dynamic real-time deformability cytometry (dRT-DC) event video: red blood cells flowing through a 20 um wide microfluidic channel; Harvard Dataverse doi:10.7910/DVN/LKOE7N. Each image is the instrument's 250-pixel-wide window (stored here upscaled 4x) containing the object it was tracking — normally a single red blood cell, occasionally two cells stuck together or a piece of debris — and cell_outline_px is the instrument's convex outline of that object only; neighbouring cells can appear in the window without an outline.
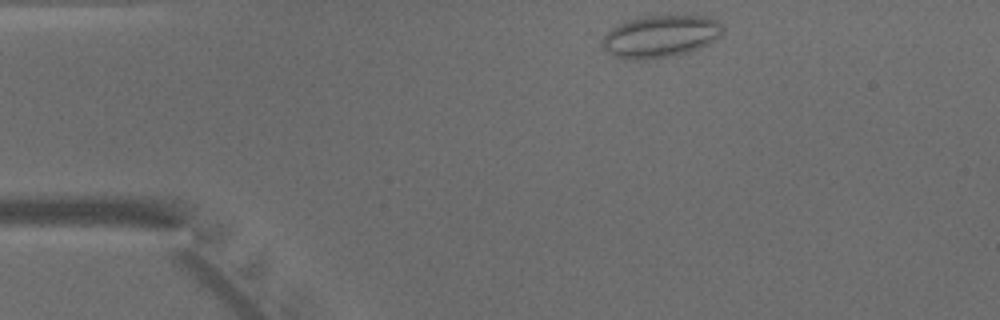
{"species": "common noctule bat (a hibernating species)", "species_latin": "Nyctalus noctula", "temperature_condition": "warm", "stored_images_in_passage": 40, "camera_frame_rate_fps": 3000, "um_per_image_px": 0.085, "animal": {"sex": "male", "body_mass_g": 15.6}, "frame": {"image": 1, "passage_image": 1, "time_ms": 0.0, "image_size_px": [1000, 320], "cell_outline_px": [[724, 32], [720, 36], [708, 44], [700, 48], [688, 52], [652, 60], [632, 60], [612, 56], [604, 48], [604, 36], [612, 28], [628, 20], [640, 16], [704, 16], [716, 20], [724, 28]], "centroid_in_image_um": [56.16, 3.1], "position_along_channel_um": 28.8, "area_um2": 29.54}}
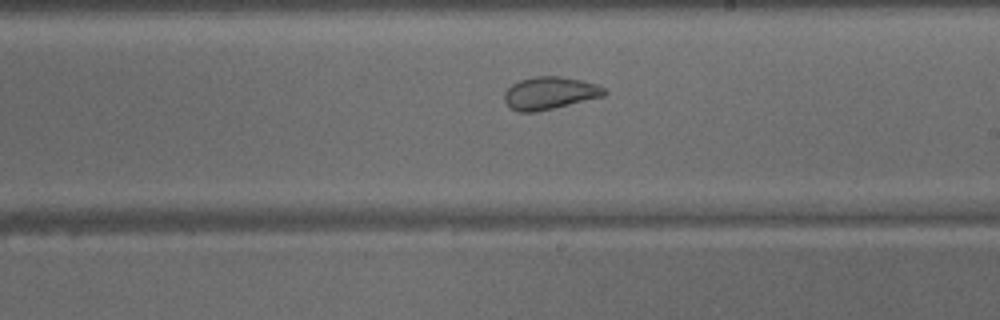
{"frame": {"image": 2, "passage_image": 20, "time_ms": 6.333, "image_size_px": [1000, 320], "cell_outline_px": [[608, 92], [604, 96], [536, 112], [516, 112], [504, 100], [504, 92], [512, 84], [520, 80], [536, 76], [560, 76], [580, 80], [596, 84], [604, 88]], "centroid_in_image_um": [46.72, 7.91], "position_along_channel_um": 242.3, "area_um2": 18.84}}
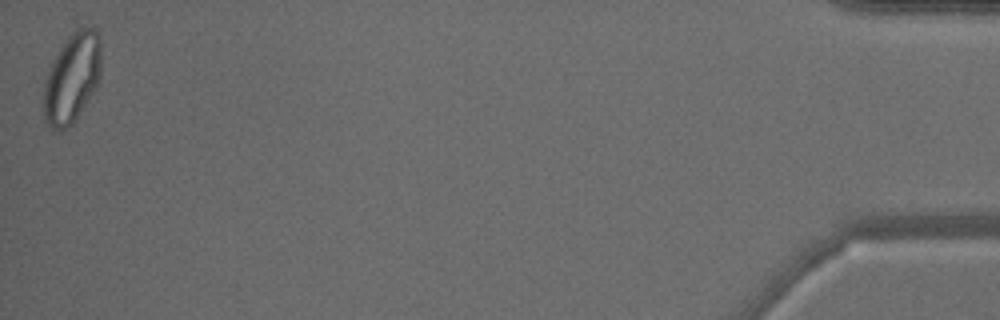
{"frame": {"image": 3, "passage_image": 40, "time_ms": 13.0, "image_size_px": [1000, 320], "cell_outline_px": [[100, 76], [96, 88], [72, 124], [68, 128], [60, 132], [56, 132], [44, 120], [44, 80], [52, 60], [56, 52], [72, 32], [76, 28], [96, 28], [100, 36]], "centroid_in_image_um": [6.11, 6.63], "position_along_channel_um": 429.1, "area_um2": 30.29}}